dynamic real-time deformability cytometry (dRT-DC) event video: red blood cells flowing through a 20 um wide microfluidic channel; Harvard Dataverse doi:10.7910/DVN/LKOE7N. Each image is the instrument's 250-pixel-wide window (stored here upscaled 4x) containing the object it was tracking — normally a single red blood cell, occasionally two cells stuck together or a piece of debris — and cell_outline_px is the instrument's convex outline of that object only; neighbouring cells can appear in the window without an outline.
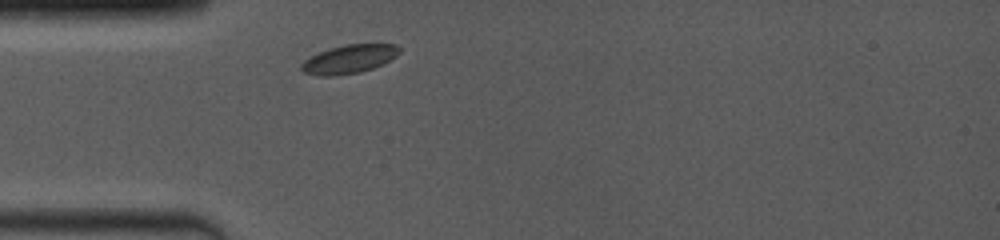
{"species": "common noctule bat (a hibernating species)", "species_latin": "Nyctalus noctula", "temperature_condition": "room temperature", "stored_images_in_passage": 4, "camera_frame_rate_fps": 4000, "um_per_image_px": 0.085, "animal": {"sex": "female", "body_mass_g": 19.0, "forearm_length_mm": 53.3}, "frame": {"image": 1, "passage_image": 1, "time_ms": 0.0, "image_size_px": [1000, 240], "cell_outline_px": [[400, 52], [396, 56], [372, 68], [360, 72], [332, 76], [320, 76], [304, 72], [300, 68], [300, 64], [304, 60], [328, 48], [344, 44], [396, 44], [400, 48]], "centroid_in_image_um": [29.65, 5.01], "position_along_channel_um": 55.4, "area_um2": 16.18}}
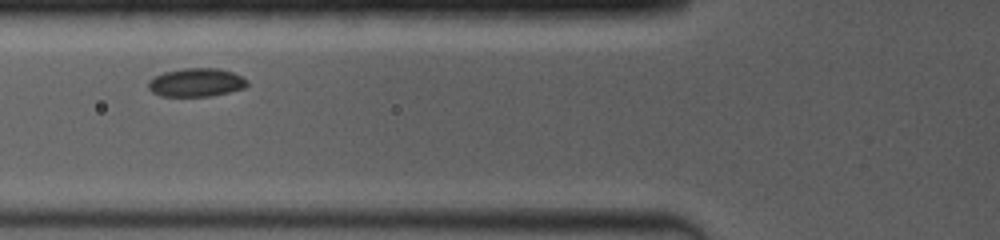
{"frame": {"image": 2, "passage_image": 3, "time_ms": 0.5, "image_size_px": [1000, 240], "cell_outline_px": [[248, 84], [244, 88], [212, 96], [160, 96], [152, 92], [148, 88], [148, 80], [164, 72], [184, 68], [220, 68], [232, 72], [248, 80]], "centroid_in_image_um": [16.67, 7.01], "position_along_channel_um": 109.1, "area_um2": 16.42}}